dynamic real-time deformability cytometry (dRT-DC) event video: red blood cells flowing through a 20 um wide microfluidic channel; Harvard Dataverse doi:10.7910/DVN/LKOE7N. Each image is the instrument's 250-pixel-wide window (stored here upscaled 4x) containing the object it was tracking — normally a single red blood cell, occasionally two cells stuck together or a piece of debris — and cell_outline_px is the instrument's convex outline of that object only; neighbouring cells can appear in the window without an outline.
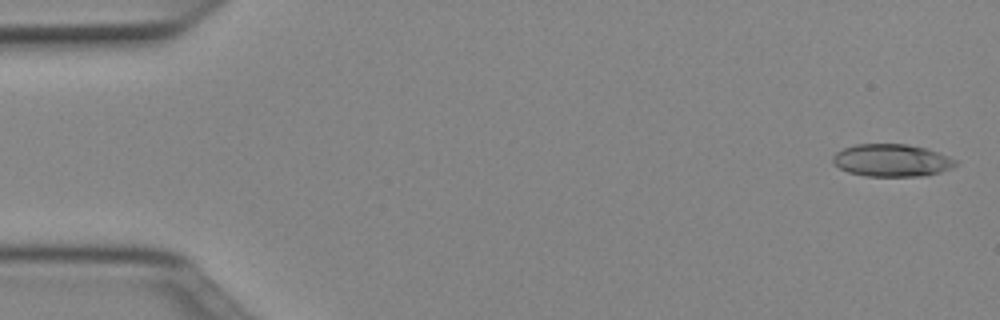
{"species": "Egyptian fruit bat (a non-hibernating species)", "species_latin": "Rousettus aegyptiacus", "temperature_condition": "cold", "stored_images_in_passage": 51, "camera_frame_rate_fps": 3000, "um_per_image_px": 0.085, "animal": {"sex": "female"}, "frame": {"image": 1, "passage_image": 2, "time_ms": 0.333, "image_size_px": [1000, 320], "cell_outline_px": [[960, 164], [952, 168], [940, 172], [924, 176], [864, 176], [848, 172], [840, 168], [832, 160], [832, 156], [836, 152], [844, 148], [856, 144], [904, 144], [924, 148], [948, 156], [956, 160]], "centroid_in_image_um": [75.81, 13.64], "position_along_channel_um": 9.2, "area_um2": 23.18}}
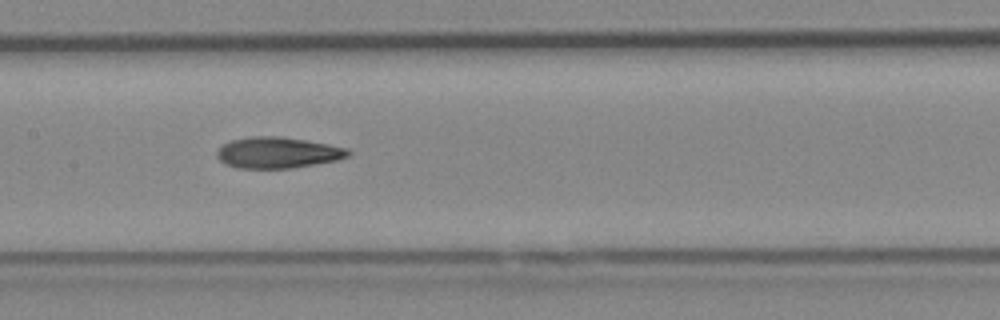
{"frame": {"image": 2, "passage_image": 25, "time_ms": 8.0, "image_size_px": [1000, 320], "cell_outline_px": [[352, 152], [348, 156], [336, 160], [316, 164], [292, 168], [236, 168], [220, 160], [216, 156], [216, 152], [228, 140], [252, 136], [280, 136], [328, 144], [348, 148]], "centroid_in_image_um": [23.6, 12.97], "position_along_channel_um": 183.8, "area_um2": 23.76}}
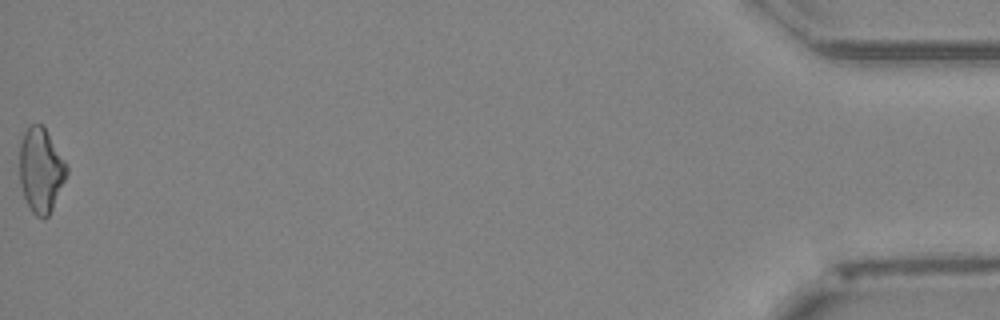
{"frame": {"image": 3, "passage_image": 51, "time_ms": 16.667, "image_size_px": [1000, 320], "cell_outline_px": [[68, 172], [52, 208], [48, 216], [44, 220], [36, 216], [32, 212], [24, 196], [20, 184], [20, 144], [24, 132], [32, 124], [44, 124], [64, 160], [68, 168]], "centroid_in_image_um": [3.47, 14.45], "position_along_channel_um": 431.7, "area_um2": 23.06}, "authors_computed_cell_mechanics": {"area_um2": 23.2356, "velocity_mm_per_s": 4.0173, "shape_relaxation_time_tau1_ms": 6.1628, "shape_relaxation_time_tau2_ms": 5.3073, "deformation_change_tau1": 0.1691, "deformation_change_tau2": 0.1498}}